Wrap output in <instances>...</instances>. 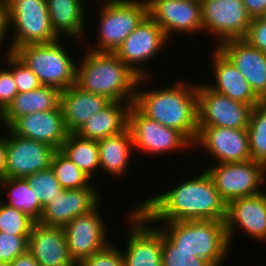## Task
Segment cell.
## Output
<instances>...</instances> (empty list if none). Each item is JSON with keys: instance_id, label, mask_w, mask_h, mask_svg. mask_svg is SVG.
I'll return each mask as SVG.
<instances>
[{"instance_id": "cell-1", "label": "cell", "mask_w": 266, "mask_h": 266, "mask_svg": "<svg viewBox=\"0 0 266 266\" xmlns=\"http://www.w3.org/2000/svg\"><path fill=\"white\" fill-rule=\"evenodd\" d=\"M175 186L134 206L151 222L225 220L227 204L206 170Z\"/></svg>"}, {"instance_id": "cell-2", "label": "cell", "mask_w": 266, "mask_h": 266, "mask_svg": "<svg viewBox=\"0 0 266 266\" xmlns=\"http://www.w3.org/2000/svg\"><path fill=\"white\" fill-rule=\"evenodd\" d=\"M150 78H139L133 104L149 118L179 131L193 145L198 134L197 82L181 79L171 86L143 89L151 84Z\"/></svg>"}, {"instance_id": "cell-3", "label": "cell", "mask_w": 266, "mask_h": 266, "mask_svg": "<svg viewBox=\"0 0 266 266\" xmlns=\"http://www.w3.org/2000/svg\"><path fill=\"white\" fill-rule=\"evenodd\" d=\"M77 64L76 85L113 102H134L139 76L114 53L87 50Z\"/></svg>"}, {"instance_id": "cell-4", "label": "cell", "mask_w": 266, "mask_h": 266, "mask_svg": "<svg viewBox=\"0 0 266 266\" xmlns=\"http://www.w3.org/2000/svg\"><path fill=\"white\" fill-rule=\"evenodd\" d=\"M225 220H193L152 222L179 248L208 261L212 266H222L230 247Z\"/></svg>"}, {"instance_id": "cell-5", "label": "cell", "mask_w": 266, "mask_h": 266, "mask_svg": "<svg viewBox=\"0 0 266 266\" xmlns=\"http://www.w3.org/2000/svg\"><path fill=\"white\" fill-rule=\"evenodd\" d=\"M98 38L86 49L99 53H115L123 41L148 15L147 0H102L99 1ZM99 30V31H98ZM88 44V45H87Z\"/></svg>"}, {"instance_id": "cell-6", "label": "cell", "mask_w": 266, "mask_h": 266, "mask_svg": "<svg viewBox=\"0 0 266 266\" xmlns=\"http://www.w3.org/2000/svg\"><path fill=\"white\" fill-rule=\"evenodd\" d=\"M59 38L51 43L27 44L13 53L24 62L44 86L60 91L76 84L77 62ZM75 60V61H74Z\"/></svg>"}, {"instance_id": "cell-7", "label": "cell", "mask_w": 266, "mask_h": 266, "mask_svg": "<svg viewBox=\"0 0 266 266\" xmlns=\"http://www.w3.org/2000/svg\"><path fill=\"white\" fill-rule=\"evenodd\" d=\"M6 9L8 32L13 30L7 51L59 39L51 27L46 0H6Z\"/></svg>"}, {"instance_id": "cell-8", "label": "cell", "mask_w": 266, "mask_h": 266, "mask_svg": "<svg viewBox=\"0 0 266 266\" xmlns=\"http://www.w3.org/2000/svg\"><path fill=\"white\" fill-rule=\"evenodd\" d=\"M205 170L226 204L241 197L259 194L263 192V184H266V167L252 159L210 164Z\"/></svg>"}, {"instance_id": "cell-9", "label": "cell", "mask_w": 266, "mask_h": 266, "mask_svg": "<svg viewBox=\"0 0 266 266\" xmlns=\"http://www.w3.org/2000/svg\"><path fill=\"white\" fill-rule=\"evenodd\" d=\"M128 127L132 134L134 150L139 153L162 156L169 152L193 149V145L179 131L144 115L134 104L128 111Z\"/></svg>"}, {"instance_id": "cell-10", "label": "cell", "mask_w": 266, "mask_h": 266, "mask_svg": "<svg viewBox=\"0 0 266 266\" xmlns=\"http://www.w3.org/2000/svg\"><path fill=\"white\" fill-rule=\"evenodd\" d=\"M133 208L127 212L130 230L125 249L121 248L124 266H162V231L138 207Z\"/></svg>"}, {"instance_id": "cell-11", "label": "cell", "mask_w": 266, "mask_h": 266, "mask_svg": "<svg viewBox=\"0 0 266 266\" xmlns=\"http://www.w3.org/2000/svg\"><path fill=\"white\" fill-rule=\"evenodd\" d=\"M203 31L209 33L217 48L231 39H244L251 23L242 0H200Z\"/></svg>"}, {"instance_id": "cell-12", "label": "cell", "mask_w": 266, "mask_h": 266, "mask_svg": "<svg viewBox=\"0 0 266 266\" xmlns=\"http://www.w3.org/2000/svg\"><path fill=\"white\" fill-rule=\"evenodd\" d=\"M169 41L161 26L147 15L114 54L140 78L152 77L143 65L155 59Z\"/></svg>"}, {"instance_id": "cell-13", "label": "cell", "mask_w": 266, "mask_h": 266, "mask_svg": "<svg viewBox=\"0 0 266 266\" xmlns=\"http://www.w3.org/2000/svg\"><path fill=\"white\" fill-rule=\"evenodd\" d=\"M252 107L197 83L198 126L247 129Z\"/></svg>"}, {"instance_id": "cell-14", "label": "cell", "mask_w": 266, "mask_h": 266, "mask_svg": "<svg viewBox=\"0 0 266 266\" xmlns=\"http://www.w3.org/2000/svg\"><path fill=\"white\" fill-rule=\"evenodd\" d=\"M193 147L208 153L213 162L233 163L252 159L247 129H233L218 126H198ZM206 151V152H205Z\"/></svg>"}, {"instance_id": "cell-15", "label": "cell", "mask_w": 266, "mask_h": 266, "mask_svg": "<svg viewBox=\"0 0 266 266\" xmlns=\"http://www.w3.org/2000/svg\"><path fill=\"white\" fill-rule=\"evenodd\" d=\"M100 205L101 202L93 210L77 216L63 227L68 250L77 265L111 242L108 241V226L99 212Z\"/></svg>"}, {"instance_id": "cell-16", "label": "cell", "mask_w": 266, "mask_h": 266, "mask_svg": "<svg viewBox=\"0 0 266 266\" xmlns=\"http://www.w3.org/2000/svg\"><path fill=\"white\" fill-rule=\"evenodd\" d=\"M6 132V178H25L50 168L55 149L48 144Z\"/></svg>"}, {"instance_id": "cell-17", "label": "cell", "mask_w": 266, "mask_h": 266, "mask_svg": "<svg viewBox=\"0 0 266 266\" xmlns=\"http://www.w3.org/2000/svg\"><path fill=\"white\" fill-rule=\"evenodd\" d=\"M148 15L163 29L171 40L175 32L196 34L203 31L200 1L147 0Z\"/></svg>"}, {"instance_id": "cell-18", "label": "cell", "mask_w": 266, "mask_h": 266, "mask_svg": "<svg viewBox=\"0 0 266 266\" xmlns=\"http://www.w3.org/2000/svg\"><path fill=\"white\" fill-rule=\"evenodd\" d=\"M225 227L232 247V239L237 230L242 229L256 241H266V192L241 197L227 204ZM237 227L239 229H237Z\"/></svg>"}, {"instance_id": "cell-19", "label": "cell", "mask_w": 266, "mask_h": 266, "mask_svg": "<svg viewBox=\"0 0 266 266\" xmlns=\"http://www.w3.org/2000/svg\"><path fill=\"white\" fill-rule=\"evenodd\" d=\"M100 200L101 194L94 183L89 187L63 190L44 207L38 222L45 226L65 227L72 219L93 210Z\"/></svg>"}, {"instance_id": "cell-20", "label": "cell", "mask_w": 266, "mask_h": 266, "mask_svg": "<svg viewBox=\"0 0 266 266\" xmlns=\"http://www.w3.org/2000/svg\"><path fill=\"white\" fill-rule=\"evenodd\" d=\"M28 252L40 266H78L68 250L63 227L35 222L28 238Z\"/></svg>"}, {"instance_id": "cell-21", "label": "cell", "mask_w": 266, "mask_h": 266, "mask_svg": "<svg viewBox=\"0 0 266 266\" xmlns=\"http://www.w3.org/2000/svg\"><path fill=\"white\" fill-rule=\"evenodd\" d=\"M10 129L18 136L48 144L55 150L61 149L68 135L60 105L20 117Z\"/></svg>"}, {"instance_id": "cell-22", "label": "cell", "mask_w": 266, "mask_h": 266, "mask_svg": "<svg viewBox=\"0 0 266 266\" xmlns=\"http://www.w3.org/2000/svg\"><path fill=\"white\" fill-rule=\"evenodd\" d=\"M217 48L234 64L260 98L266 92V54L244 39H231Z\"/></svg>"}, {"instance_id": "cell-23", "label": "cell", "mask_w": 266, "mask_h": 266, "mask_svg": "<svg viewBox=\"0 0 266 266\" xmlns=\"http://www.w3.org/2000/svg\"><path fill=\"white\" fill-rule=\"evenodd\" d=\"M212 52V70L215 82L212 80L206 85L213 91L232 100L249 104L252 108L259 105V98L234 64L218 48L214 47Z\"/></svg>"}, {"instance_id": "cell-24", "label": "cell", "mask_w": 266, "mask_h": 266, "mask_svg": "<svg viewBox=\"0 0 266 266\" xmlns=\"http://www.w3.org/2000/svg\"><path fill=\"white\" fill-rule=\"evenodd\" d=\"M110 102L106 96L84 91L76 84L62 90L60 106L68 133H76L91 116Z\"/></svg>"}, {"instance_id": "cell-25", "label": "cell", "mask_w": 266, "mask_h": 266, "mask_svg": "<svg viewBox=\"0 0 266 266\" xmlns=\"http://www.w3.org/2000/svg\"><path fill=\"white\" fill-rule=\"evenodd\" d=\"M85 2L86 0H46L51 27L59 38L68 36L71 42L73 39V42L85 41L83 40L87 36Z\"/></svg>"}, {"instance_id": "cell-26", "label": "cell", "mask_w": 266, "mask_h": 266, "mask_svg": "<svg viewBox=\"0 0 266 266\" xmlns=\"http://www.w3.org/2000/svg\"><path fill=\"white\" fill-rule=\"evenodd\" d=\"M60 95L59 89L44 85L35 90L17 93L0 115V123L3 127L10 128L20 117L56 109L60 105Z\"/></svg>"}, {"instance_id": "cell-27", "label": "cell", "mask_w": 266, "mask_h": 266, "mask_svg": "<svg viewBox=\"0 0 266 266\" xmlns=\"http://www.w3.org/2000/svg\"><path fill=\"white\" fill-rule=\"evenodd\" d=\"M133 103L111 101L103 110L91 116L76 134L98 141L123 132L128 127V111Z\"/></svg>"}, {"instance_id": "cell-28", "label": "cell", "mask_w": 266, "mask_h": 266, "mask_svg": "<svg viewBox=\"0 0 266 266\" xmlns=\"http://www.w3.org/2000/svg\"><path fill=\"white\" fill-rule=\"evenodd\" d=\"M97 144L100 171L116 178L122 177L129 171L130 156L134 152L133 138L129 127L119 134L98 140Z\"/></svg>"}, {"instance_id": "cell-29", "label": "cell", "mask_w": 266, "mask_h": 266, "mask_svg": "<svg viewBox=\"0 0 266 266\" xmlns=\"http://www.w3.org/2000/svg\"><path fill=\"white\" fill-rule=\"evenodd\" d=\"M93 182L95 172L100 170L99 147L96 140L81 138L76 133H68L60 149Z\"/></svg>"}, {"instance_id": "cell-30", "label": "cell", "mask_w": 266, "mask_h": 266, "mask_svg": "<svg viewBox=\"0 0 266 266\" xmlns=\"http://www.w3.org/2000/svg\"><path fill=\"white\" fill-rule=\"evenodd\" d=\"M4 189L8 191L5 194L9 199L3 201L0 197L3 203L22 211L35 222L40 220L44 208L25 178H5L0 181V191Z\"/></svg>"}, {"instance_id": "cell-31", "label": "cell", "mask_w": 266, "mask_h": 266, "mask_svg": "<svg viewBox=\"0 0 266 266\" xmlns=\"http://www.w3.org/2000/svg\"><path fill=\"white\" fill-rule=\"evenodd\" d=\"M50 168L64 190L89 187L93 183L60 149L53 153Z\"/></svg>"}, {"instance_id": "cell-32", "label": "cell", "mask_w": 266, "mask_h": 266, "mask_svg": "<svg viewBox=\"0 0 266 266\" xmlns=\"http://www.w3.org/2000/svg\"><path fill=\"white\" fill-rule=\"evenodd\" d=\"M247 130L252 160L266 167V110L260 105L252 108Z\"/></svg>"}, {"instance_id": "cell-33", "label": "cell", "mask_w": 266, "mask_h": 266, "mask_svg": "<svg viewBox=\"0 0 266 266\" xmlns=\"http://www.w3.org/2000/svg\"><path fill=\"white\" fill-rule=\"evenodd\" d=\"M25 179L29 186L34 189L36 197L43 208L64 190L51 168L35 172L25 177Z\"/></svg>"}, {"instance_id": "cell-34", "label": "cell", "mask_w": 266, "mask_h": 266, "mask_svg": "<svg viewBox=\"0 0 266 266\" xmlns=\"http://www.w3.org/2000/svg\"><path fill=\"white\" fill-rule=\"evenodd\" d=\"M35 221L22 211L0 199V232L13 235H30Z\"/></svg>"}, {"instance_id": "cell-35", "label": "cell", "mask_w": 266, "mask_h": 266, "mask_svg": "<svg viewBox=\"0 0 266 266\" xmlns=\"http://www.w3.org/2000/svg\"><path fill=\"white\" fill-rule=\"evenodd\" d=\"M5 65L12 71L18 93L35 90L42 86L37 75L22 62L13 52H4Z\"/></svg>"}, {"instance_id": "cell-36", "label": "cell", "mask_w": 266, "mask_h": 266, "mask_svg": "<svg viewBox=\"0 0 266 266\" xmlns=\"http://www.w3.org/2000/svg\"><path fill=\"white\" fill-rule=\"evenodd\" d=\"M162 266H212L208 261L178 247L162 232Z\"/></svg>"}, {"instance_id": "cell-37", "label": "cell", "mask_w": 266, "mask_h": 266, "mask_svg": "<svg viewBox=\"0 0 266 266\" xmlns=\"http://www.w3.org/2000/svg\"><path fill=\"white\" fill-rule=\"evenodd\" d=\"M30 235H13L0 232V262L8 266L18 256L28 251Z\"/></svg>"}, {"instance_id": "cell-38", "label": "cell", "mask_w": 266, "mask_h": 266, "mask_svg": "<svg viewBox=\"0 0 266 266\" xmlns=\"http://www.w3.org/2000/svg\"><path fill=\"white\" fill-rule=\"evenodd\" d=\"M78 266H124L121 248L110 242L107 246L83 260Z\"/></svg>"}, {"instance_id": "cell-39", "label": "cell", "mask_w": 266, "mask_h": 266, "mask_svg": "<svg viewBox=\"0 0 266 266\" xmlns=\"http://www.w3.org/2000/svg\"><path fill=\"white\" fill-rule=\"evenodd\" d=\"M17 93L18 89L13 78V73L5 66L0 69V115L12 103Z\"/></svg>"}, {"instance_id": "cell-40", "label": "cell", "mask_w": 266, "mask_h": 266, "mask_svg": "<svg viewBox=\"0 0 266 266\" xmlns=\"http://www.w3.org/2000/svg\"><path fill=\"white\" fill-rule=\"evenodd\" d=\"M244 40L266 54V16L252 18Z\"/></svg>"}, {"instance_id": "cell-41", "label": "cell", "mask_w": 266, "mask_h": 266, "mask_svg": "<svg viewBox=\"0 0 266 266\" xmlns=\"http://www.w3.org/2000/svg\"><path fill=\"white\" fill-rule=\"evenodd\" d=\"M251 18L266 16V0H242Z\"/></svg>"}, {"instance_id": "cell-42", "label": "cell", "mask_w": 266, "mask_h": 266, "mask_svg": "<svg viewBox=\"0 0 266 266\" xmlns=\"http://www.w3.org/2000/svg\"><path fill=\"white\" fill-rule=\"evenodd\" d=\"M8 25H7V9H6V0H0V48L3 46L1 43L6 41L8 34ZM2 48L0 49V53Z\"/></svg>"}, {"instance_id": "cell-43", "label": "cell", "mask_w": 266, "mask_h": 266, "mask_svg": "<svg viewBox=\"0 0 266 266\" xmlns=\"http://www.w3.org/2000/svg\"><path fill=\"white\" fill-rule=\"evenodd\" d=\"M1 136V134H0ZM6 178V135L0 137V181Z\"/></svg>"}, {"instance_id": "cell-44", "label": "cell", "mask_w": 266, "mask_h": 266, "mask_svg": "<svg viewBox=\"0 0 266 266\" xmlns=\"http://www.w3.org/2000/svg\"><path fill=\"white\" fill-rule=\"evenodd\" d=\"M8 266H40L34 257L27 251L25 254L18 256Z\"/></svg>"}, {"instance_id": "cell-45", "label": "cell", "mask_w": 266, "mask_h": 266, "mask_svg": "<svg viewBox=\"0 0 266 266\" xmlns=\"http://www.w3.org/2000/svg\"><path fill=\"white\" fill-rule=\"evenodd\" d=\"M259 105L266 110V92L259 98Z\"/></svg>"}, {"instance_id": "cell-46", "label": "cell", "mask_w": 266, "mask_h": 266, "mask_svg": "<svg viewBox=\"0 0 266 266\" xmlns=\"http://www.w3.org/2000/svg\"><path fill=\"white\" fill-rule=\"evenodd\" d=\"M0 266H6L4 263L0 262Z\"/></svg>"}]
</instances>
